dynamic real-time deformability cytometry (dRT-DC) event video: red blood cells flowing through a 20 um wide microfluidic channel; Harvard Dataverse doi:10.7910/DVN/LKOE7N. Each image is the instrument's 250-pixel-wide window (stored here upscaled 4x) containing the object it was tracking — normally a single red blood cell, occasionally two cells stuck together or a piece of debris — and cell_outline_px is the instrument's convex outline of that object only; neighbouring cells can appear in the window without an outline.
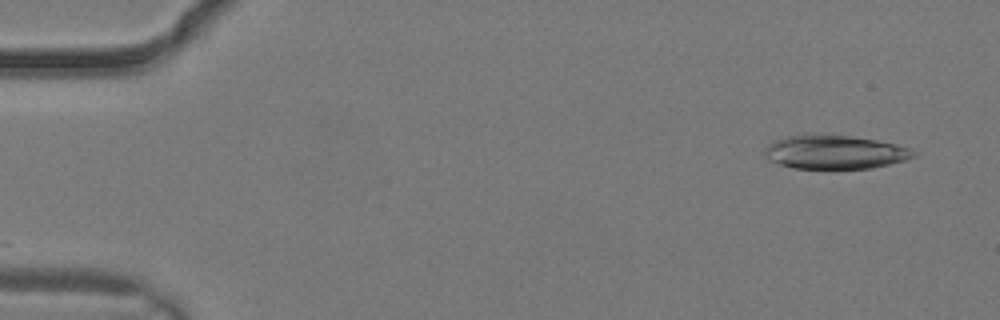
{"species": "common noctule bat (a hibernating species)", "species_latin": "Nyctalus noctula", "temperature_condition": "warm", "stored_images_in_passage": 2, "camera_frame_rate_fps": 3000, "um_per_image_px": 0.085, "animal": {"sex": "male", "body_mass_g": 19.2, "forearm_length_mm": 51.8}, "frame": {"image": 1, "passage_image": 1, "time_ms": 0.0, "image_size_px": [1000, 320], "cell_outline_px": [[920, 152], [916, 156], [908, 160], [872, 168], [792, 168], [768, 160], [764, 156], [764, 148], [772, 140], [788, 136], [852, 136], [876, 140], [896, 144]], "centroid_in_image_um": [70.99, 12.95], "position_along_channel_um": 14.0, "area_um2": 29.07}}